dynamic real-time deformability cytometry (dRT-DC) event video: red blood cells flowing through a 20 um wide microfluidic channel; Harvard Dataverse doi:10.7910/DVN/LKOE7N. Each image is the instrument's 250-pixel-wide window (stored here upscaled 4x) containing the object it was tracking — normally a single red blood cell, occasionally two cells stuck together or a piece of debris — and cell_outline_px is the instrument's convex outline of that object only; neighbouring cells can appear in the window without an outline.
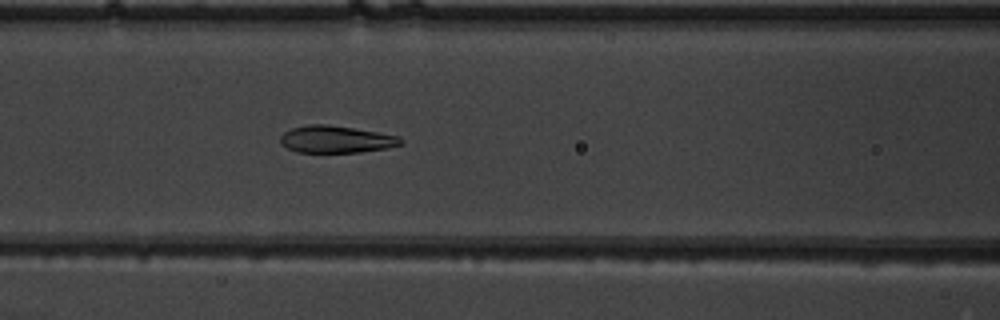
{"species": "common noctule bat (a hibernating species)", "species_latin": "Nyctalus noctula", "temperature_condition": "warm", "stored_images_in_passage": 52, "camera_frame_rate_fps": 3000, "um_per_image_px": 0.085, "animal": {"sex": "male", "body_mass_g": 19.5, "forearm_length_mm": 54.6}, "frame": {"image": 1, "passage_image": 23, "time_ms": 7.333, "image_size_px": [1000, 320], "cell_outline_px": [[404, 144], [388, 148], [360, 152], [296, 152], [280, 144], [280, 136], [284, 132], [292, 128], [308, 124], [328, 124], [400, 136], [404, 140]], "centroid_in_image_um": [28.58, 11.84], "position_along_channel_um": 138.0, "area_um2": 19.13}}
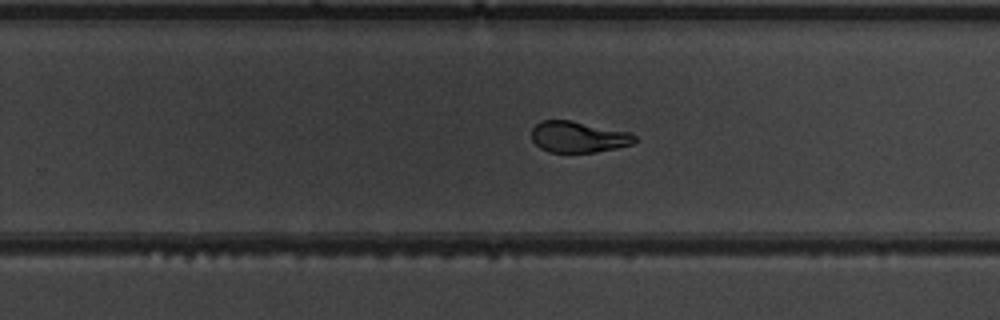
{"frame": {"image": 2, "passage_image": 34, "time_ms": 11.0, "image_size_px": [1000, 320], "cell_outline_px": [[636, 140], [632, 144], [616, 148], [596, 152], [548, 152], [540, 148], [532, 140], [532, 128], [540, 120], [572, 120], [632, 132], [636, 136]], "centroid_in_image_um": [49.17, 11.62], "position_along_channel_um": 280.6, "area_um2": 18.96}}
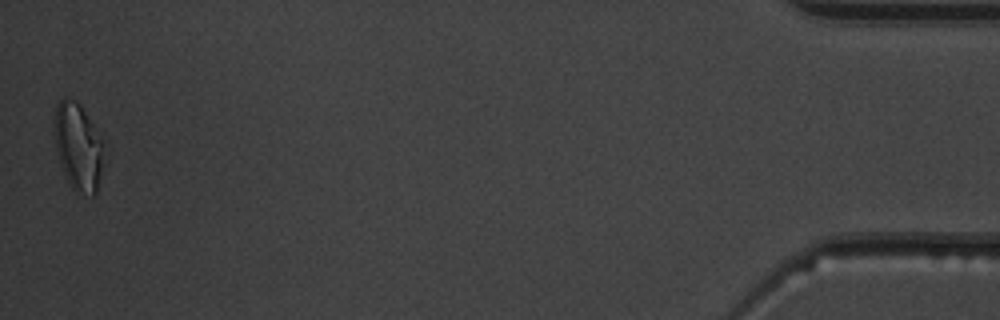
{"frame": {"image": 3, "passage_image": 52, "time_ms": 17.0, "image_size_px": [1000, 320], "cell_outline_px": [[104, 144], [100, 172], [96, 192], [92, 196], [76, 192], [72, 188], [64, 172], [56, 152], [52, 124], [52, 120], [56, 104], [64, 96], [76, 100], [80, 104], [104, 140]], "centroid_in_image_um": [6.6, 12.39], "position_along_channel_um": 428.6, "area_um2": 25.49}, "authors_computed_cell_mechanics": {"area_um2": 20.6057, "velocity_mm_per_s": 3.9125, "shape_relaxation_time_tau1_ms": 3.4684, "shape_relaxation_time_tau2_ms": 0.9859, "deformation_change_tau1": 0.174, "deformation_change_tau2": 0.0525}}